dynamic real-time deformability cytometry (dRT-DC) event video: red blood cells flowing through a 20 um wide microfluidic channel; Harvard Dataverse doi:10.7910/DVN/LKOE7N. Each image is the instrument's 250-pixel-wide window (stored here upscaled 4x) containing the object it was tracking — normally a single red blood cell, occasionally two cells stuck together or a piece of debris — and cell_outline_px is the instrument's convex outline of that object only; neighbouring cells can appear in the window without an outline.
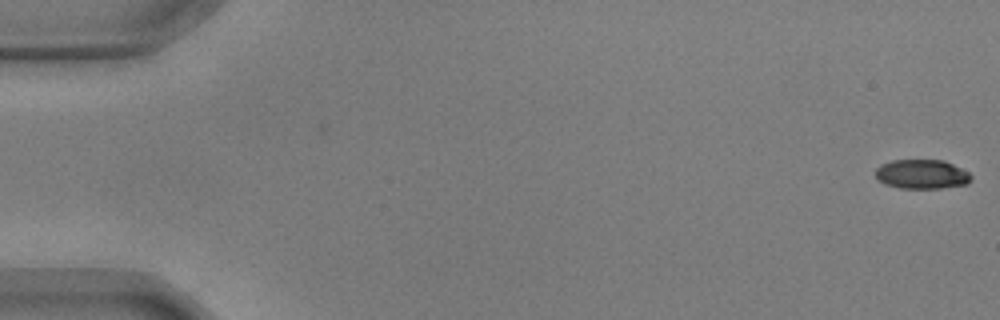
{"species": "common noctule bat (a hibernating species)", "species_latin": "Nyctalus noctula", "temperature_condition": "warm", "stored_images_in_passage": 14, "camera_frame_rate_fps": 3000, "um_per_image_px": 0.085, "animal": {"sex": "male", "body_mass_g": 17.9, "forearm_length_mm": 54.2}, "frame": {"image": 1, "passage_image": 1, "time_ms": 0.0, "image_size_px": [1000, 320], "cell_outline_px": [[972, 180], [968, 184], [940, 188], [900, 188], [884, 184], [876, 176], [876, 168], [880, 164], [892, 160], [944, 160], [968, 172], [972, 176]], "centroid_in_image_um": [78.36, 14.81], "position_along_channel_um": 6.6, "area_um2": 16.36}}